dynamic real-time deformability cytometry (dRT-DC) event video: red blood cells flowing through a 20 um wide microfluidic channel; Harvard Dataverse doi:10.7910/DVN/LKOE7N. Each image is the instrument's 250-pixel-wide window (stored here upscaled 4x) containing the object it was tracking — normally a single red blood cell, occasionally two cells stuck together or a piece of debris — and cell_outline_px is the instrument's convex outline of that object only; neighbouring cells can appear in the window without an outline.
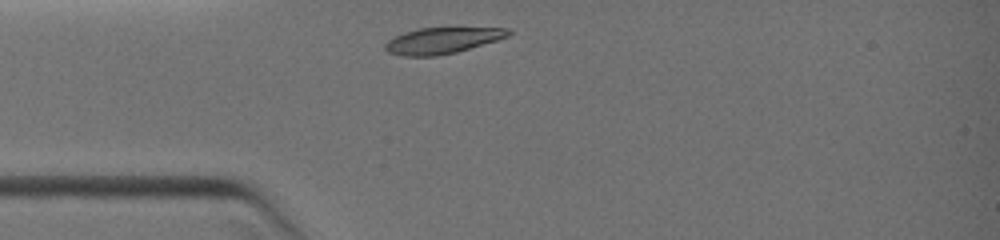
{"species": "common noctule bat (a hibernating species)", "species_latin": "Nyctalus noctula", "temperature_condition": "warm", "stored_images_in_passage": 2, "camera_frame_rate_fps": 3000, "um_per_image_px": 0.085, "animal": {"sex": "female", "body_mass_g": 19.0, "forearm_length_mm": 51.5}, "frame": {"image": 1, "passage_image": 1, "time_ms": 0.0, "image_size_px": [1000, 240], "cell_outline_px": [[512, 32], [508, 36], [496, 40], [456, 52], [436, 56], [404, 56], [388, 52], [384, 48], [384, 44], [388, 40], [404, 32], [420, 28], [508, 28]], "centroid_in_image_um": [37.56, 3.45], "position_along_channel_um": 47.4, "area_um2": 18.5}}